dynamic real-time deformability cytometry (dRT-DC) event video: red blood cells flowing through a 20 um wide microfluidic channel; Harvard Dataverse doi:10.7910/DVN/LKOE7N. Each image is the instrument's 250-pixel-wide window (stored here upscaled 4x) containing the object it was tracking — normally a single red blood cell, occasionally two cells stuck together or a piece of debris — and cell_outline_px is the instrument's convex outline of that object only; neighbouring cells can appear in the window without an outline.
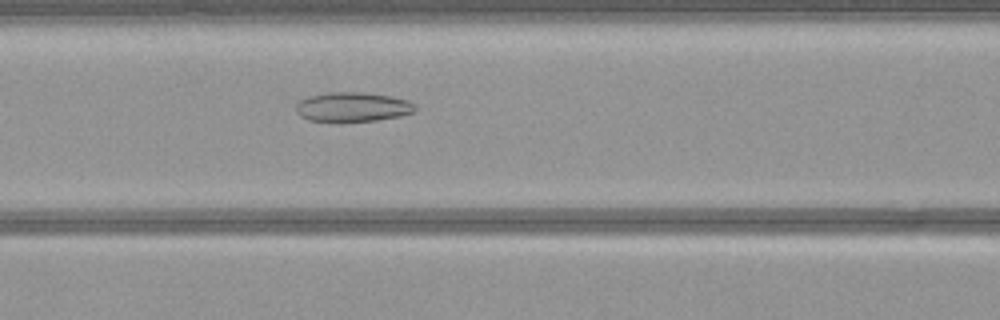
{"species": "common noctule bat (a hibernating species)", "species_latin": "Nyctalus noctula", "temperature_condition": "warm", "stored_images_in_passage": 38, "camera_frame_rate_fps": 3000, "um_per_image_px": 0.085, "animal": {"sex": "female", "body_mass_g": 21.9}, "frame": {"image": 1, "passage_image": 14, "time_ms": 4.333, "image_size_px": [1000, 320], "cell_outline_px": [[416, 112], [400, 116], [376, 120], [308, 120], [300, 116], [296, 112], [296, 104], [300, 100], [308, 96], [328, 92], [364, 92], [388, 96], [408, 100], [416, 104]], "centroid_in_image_um": [29.99, 9.07], "position_along_channel_um": 136.6, "area_um2": 20.23}}
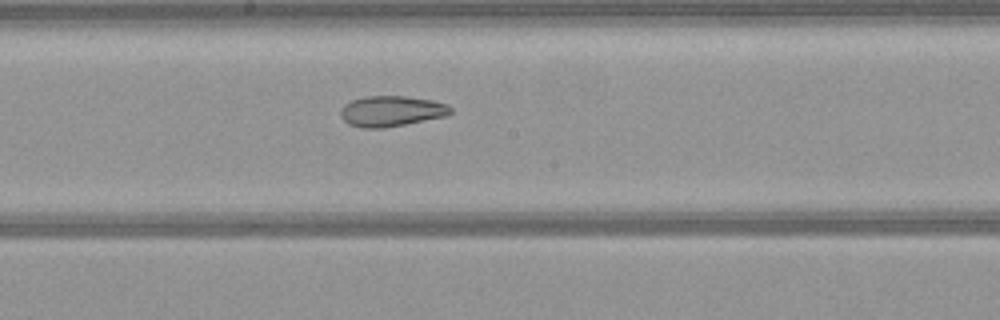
{"frame": {"image": 2, "passage_image": 20, "time_ms": 6.333, "image_size_px": [1000, 320], "cell_outline_px": [[452, 112], [448, 116], [404, 124], [380, 128], [360, 128], [348, 124], [340, 116], [340, 108], [344, 104], [352, 100], [364, 96], [408, 96], [432, 100], [448, 104], [452, 108]], "centroid_in_image_um": [33.26, 9.44], "position_along_channel_um": 214.9, "area_um2": 19.83}}
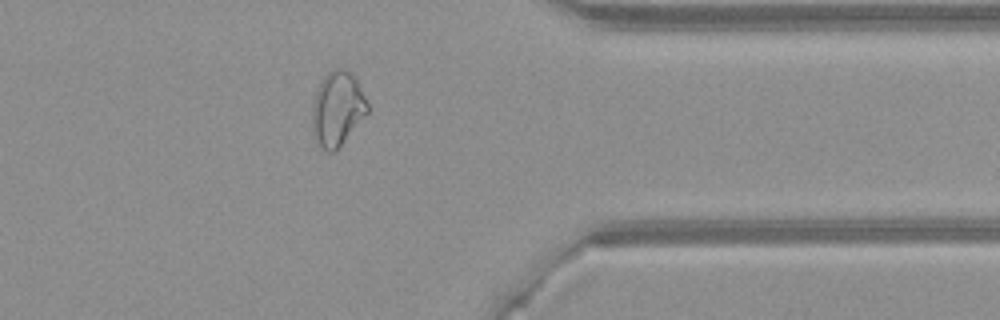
{"frame": {"image": 3, "passage_image": 34, "time_ms": 11.0, "image_size_px": [1000, 320], "cell_outline_px": [[368, 112], [340, 144], [332, 152], [328, 152], [320, 148], [316, 144], [312, 124], [312, 104], [320, 80], [332, 68], [344, 68], [352, 72], [368, 104]], "centroid_in_image_um": [28.64, 9.21], "position_along_channel_um": 382.8, "area_um2": 23.76}}